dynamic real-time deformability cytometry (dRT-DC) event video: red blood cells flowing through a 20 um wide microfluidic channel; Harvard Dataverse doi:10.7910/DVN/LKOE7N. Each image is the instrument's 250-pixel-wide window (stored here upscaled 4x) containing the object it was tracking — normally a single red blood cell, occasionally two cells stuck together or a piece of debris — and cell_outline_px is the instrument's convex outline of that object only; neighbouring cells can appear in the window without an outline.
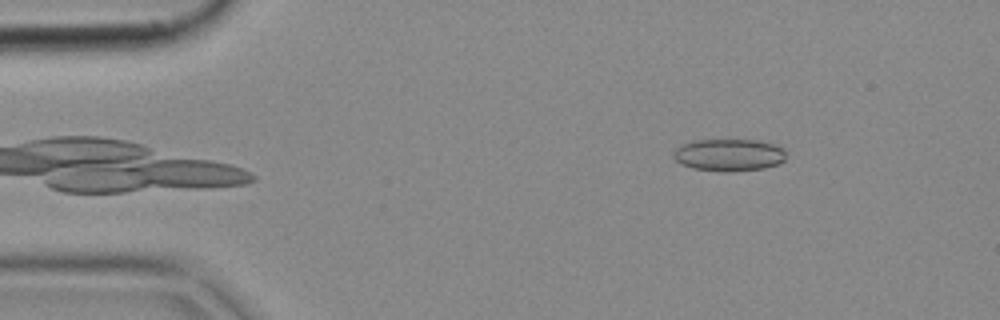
{"species": "common noctule bat (a hibernating species)", "species_latin": "Nyctalus noctula", "temperature_condition": "cold", "stored_images_in_passage": 49, "camera_frame_rate_fps": 3000, "um_per_image_px": 0.085, "animal": {"sex": "female", "body_mass_g": 18.4}, "frame": {"image": 1, "passage_image": 5, "time_ms": 1.333, "image_size_px": [1000, 320], "cell_outline_px": [[784, 160], [780, 164], [764, 168], [732, 172], [720, 172], [692, 168], [680, 164], [672, 156], [672, 152], [676, 148], [692, 140], [756, 140], [772, 144], [784, 148]], "centroid_in_image_um": [61.93, 13.18], "position_along_channel_um": 23.1, "area_um2": 21.33}}
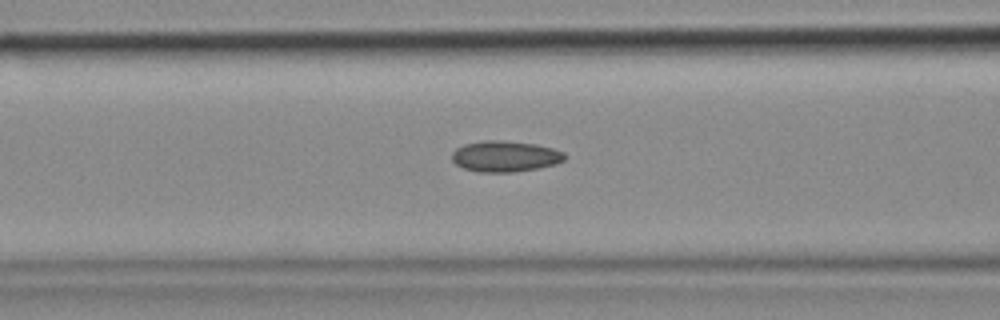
{"frame": {"image": 2, "passage_image": 18, "time_ms": 5.667, "image_size_px": [1000, 320], "cell_outline_px": [[568, 156], [564, 160], [556, 164], [540, 168], [512, 172], [480, 172], [464, 168], [456, 164], [452, 160], [452, 152], [456, 148], [464, 144], [484, 140], [504, 140], [536, 144], [552, 148], [564, 152]], "centroid_in_image_um": [42.96, 13.28], "position_along_channel_um": 123.6, "area_um2": 20.52}}
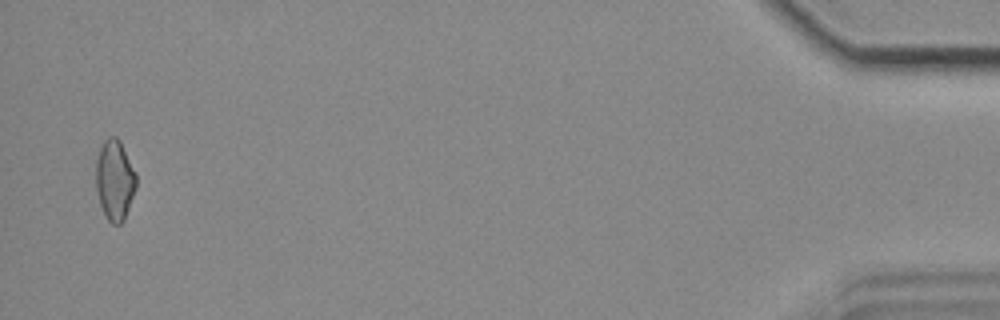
{"frame": {"image": 3, "passage_image": 48, "time_ms": 15.667, "image_size_px": [1000, 320], "cell_outline_px": [[136, 188], [124, 220], [120, 224], [112, 224], [108, 220], [100, 204], [96, 188], [96, 160], [100, 148], [104, 140], [108, 136], [116, 136], [120, 140], [136, 172]], "centroid_in_image_um": [9.76, 15.28], "position_along_channel_um": 425.4, "area_um2": 18.9}}